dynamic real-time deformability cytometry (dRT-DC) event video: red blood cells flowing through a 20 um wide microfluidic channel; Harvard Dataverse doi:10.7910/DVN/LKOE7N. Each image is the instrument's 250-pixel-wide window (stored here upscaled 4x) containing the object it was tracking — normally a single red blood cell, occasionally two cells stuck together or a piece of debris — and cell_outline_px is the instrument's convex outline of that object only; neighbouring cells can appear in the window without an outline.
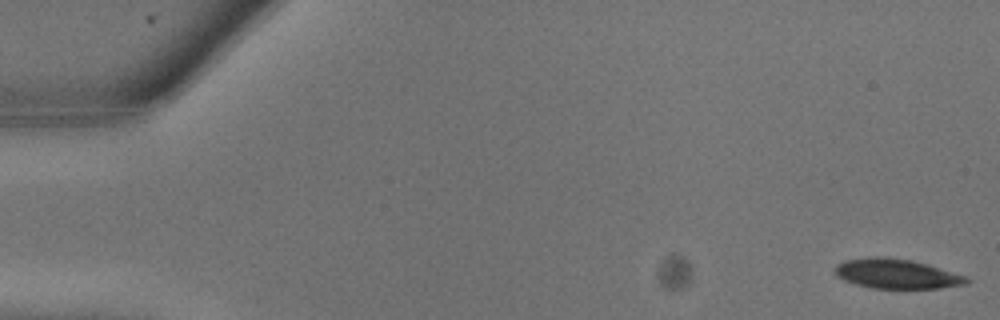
{"species": "common noctule bat (a hibernating species)", "species_latin": "Nyctalus noctula", "temperature_condition": "warm", "stored_images_in_passage": 8, "camera_frame_rate_fps": 3000, "um_per_image_px": 0.085, "animal": {"sex": "male", "body_mass_g": 13.3}, "frame": {"image": 1, "passage_image": 1, "time_ms": 0.0, "image_size_px": [1000, 320], "cell_outline_px": [[972, 280], [968, 284], [940, 288], [872, 288], [856, 284], [844, 280], [836, 276], [836, 264], [844, 260], [872, 256], [876, 256], [912, 260], [928, 264], [964, 276]], "centroid_in_image_um": [76.21, 23.27], "position_along_channel_um": 8.8, "area_um2": 22.66}}
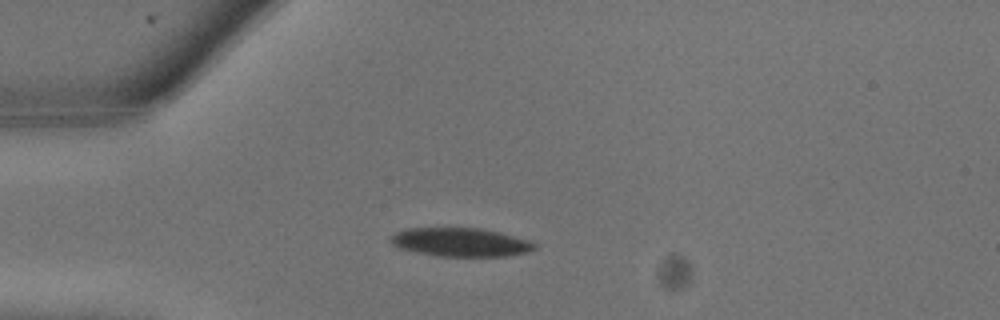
{"frame": {"image": 2, "passage_image": 7, "time_ms": 2.0, "image_size_px": [1000, 320], "cell_outline_px": [[536, 248], [528, 252], [504, 256], [436, 256], [416, 252], [400, 248], [392, 244], [388, 240], [396, 232], [408, 228], [480, 228], [500, 232], [528, 240], [536, 244]], "centroid_in_image_um": [39.14, 20.59], "position_along_channel_um": 45.9, "area_um2": 23.93}}